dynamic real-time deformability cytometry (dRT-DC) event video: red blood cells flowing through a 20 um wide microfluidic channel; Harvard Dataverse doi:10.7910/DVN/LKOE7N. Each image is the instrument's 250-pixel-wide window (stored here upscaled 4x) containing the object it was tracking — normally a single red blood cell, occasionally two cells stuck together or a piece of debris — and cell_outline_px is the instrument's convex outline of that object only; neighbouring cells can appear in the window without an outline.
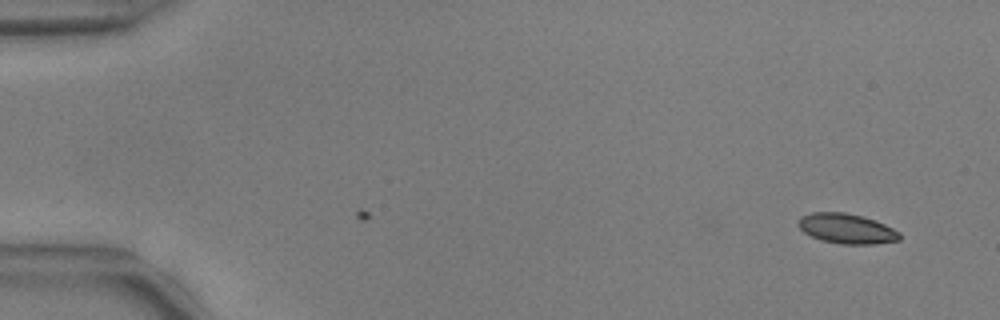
{"species": "common noctule bat (a hibernating species)", "species_latin": "Nyctalus noctula", "temperature_condition": "warm", "stored_images_in_passage": 8, "camera_frame_rate_fps": 3000, "um_per_image_px": 0.085, "animal": {"sex": "male", "body_mass_g": 17.9, "forearm_length_mm": 54.2}, "frame": {"image": 1, "passage_image": 8, "time_ms": 2.333, "image_size_px": [1000, 320], "cell_outline_px": [[900, 240], [876, 244], [840, 244], [820, 240], [804, 232], [796, 224], [796, 220], [800, 216], [812, 212], [844, 212], [864, 216], [876, 220], [900, 232]], "centroid_in_image_um": [71.94, 19.42], "position_along_channel_um": 13.1, "area_um2": 17.98}}